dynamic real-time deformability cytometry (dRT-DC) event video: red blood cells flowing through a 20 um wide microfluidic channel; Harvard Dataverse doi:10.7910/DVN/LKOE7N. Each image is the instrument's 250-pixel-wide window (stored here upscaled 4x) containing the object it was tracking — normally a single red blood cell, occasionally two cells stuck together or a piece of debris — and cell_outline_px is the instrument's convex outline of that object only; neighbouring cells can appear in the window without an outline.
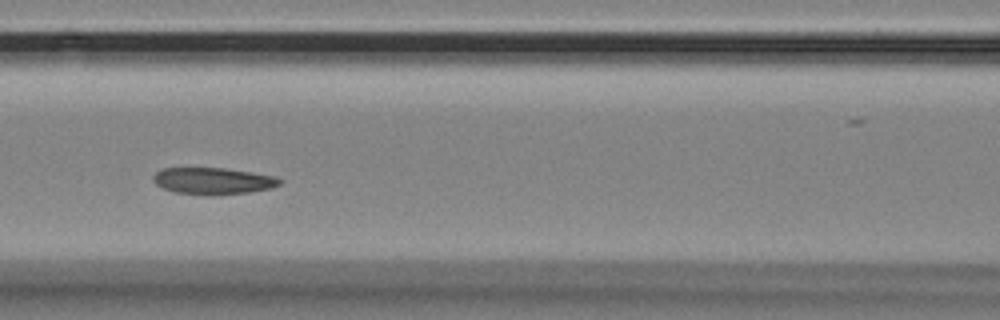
{"species": "Egyptian fruit bat (a non-hibernating species)", "species_latin": "Rousettus aegyptiacus", "temperature_condition": "room temperature", "stored_images_in_passage": 3, "camera_frame_rate_fps": 3000, "um_per_image_px": 0.085, "animal": {"sex": "female"}, "frame": {"image": 1, "passage_image": 3, "time_ms": 0.667, "image_size_px": [1000, 320], "cell_outline_px": [[284, 180], [280, 184], [272, 188], [248, 192], [208, 196], [176, 192], [164, 188], [156, 184], [152, 180], [152, 176], [160, 168], [224, 168], [252, 172], [276, 176]], "centroid_in_image_um": [18.12, 15.38], "position_along_channel_um": 148.5, "area_um2": 19.88}}